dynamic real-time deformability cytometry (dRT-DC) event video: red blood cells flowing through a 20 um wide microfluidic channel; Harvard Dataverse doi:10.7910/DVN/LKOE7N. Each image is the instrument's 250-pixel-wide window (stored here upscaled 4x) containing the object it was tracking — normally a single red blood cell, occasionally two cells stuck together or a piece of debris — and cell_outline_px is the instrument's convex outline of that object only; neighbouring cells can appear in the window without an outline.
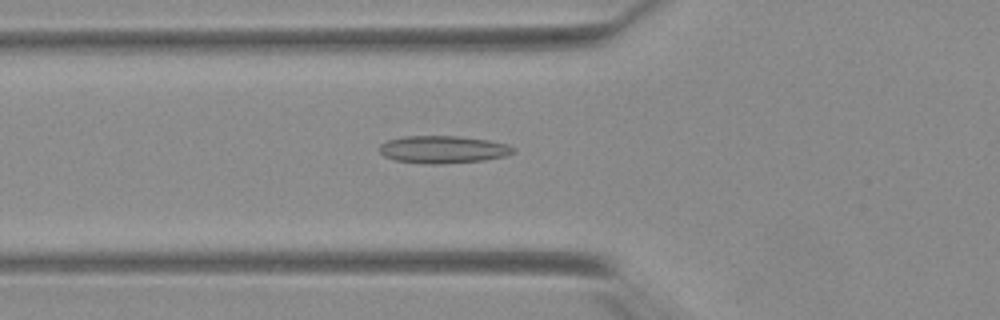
{"species": "Egyptian fruit bat (a non-hibernating species)", "species_latin": "Rousettus aegyptiacus", "temperature_condition": "warm", "stored_images_in_passage": 40, "camera_frame_rate_fps": 3000, "um_per_image_px": 0.085, "animal": {"sex": "female"}, "frame": {"image": 1, "passage_image": 20, "time_ms": 6.333, "image_size_px": [1000, 320], "cell_outline_px": [[516, 152], [504, 156], [484, 160], [440, 164], [424, 164], [396, 160], [384, 156], [380, 152], [380, 144], [388, 140], [404, 136], [456, 136], [488, 140], [508, 144], [516, 148]], "centroid_in_image_um": [37.68, 12.7], "position_along_channel_um": 88.1, "area_um2": 21.44}}
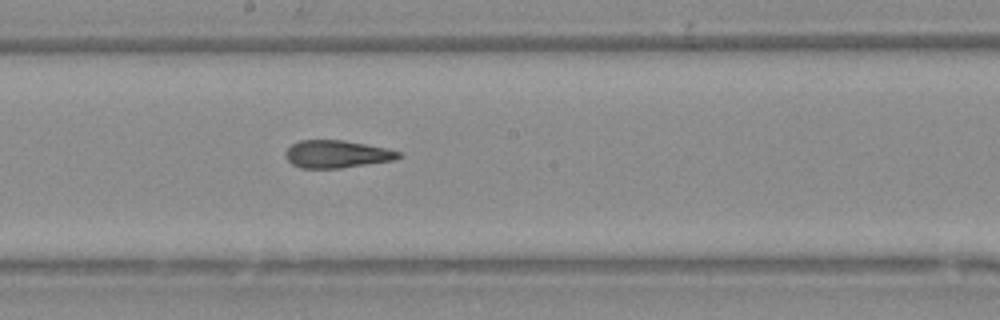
{"frame": {"image": 2, "passage_image": 30, "time_ms": 9.667, "image_size_px": [1000, 320], "cell_outline_px": [[404, 156], [396, 160], [340, 168], [300, 168], [292, 164], [288, 160], [284, 152], [292, 144], [300, 140], [344, 140], [388, 148], [400, 152]], "centroid_in_image_um": [28.67, 13.1], "position_along_channel_um": 219.5, "area_um2": 18.32}}
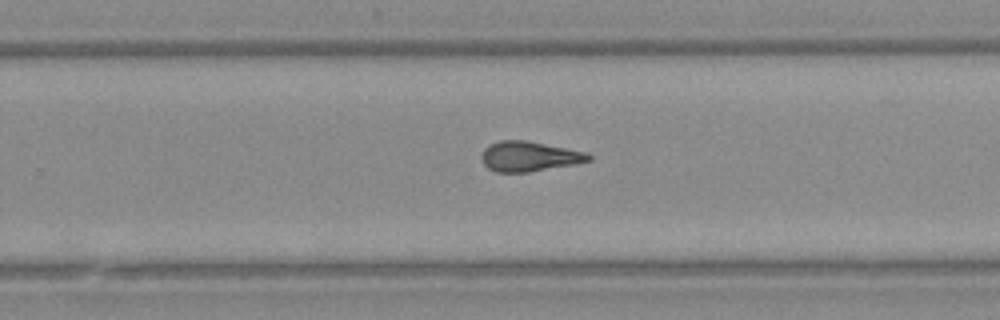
{"frame": {"image": 3, "passage_image": 35, "time_ms": 11.333, "image_size_px": [1000, 320], "cell_outline_px": [[592, 160], [576, 164], [528, 172], [496, 172], [488, 168], [484, 164], [480, 156], [484, 148], [488, 144], [500, 140], [528, 140], [588, 152], [592, 156]], "centroid_in_image_um": [44.99, 13.28], "position_along_channel_um": 284.8, "area_um2": 19.02}}